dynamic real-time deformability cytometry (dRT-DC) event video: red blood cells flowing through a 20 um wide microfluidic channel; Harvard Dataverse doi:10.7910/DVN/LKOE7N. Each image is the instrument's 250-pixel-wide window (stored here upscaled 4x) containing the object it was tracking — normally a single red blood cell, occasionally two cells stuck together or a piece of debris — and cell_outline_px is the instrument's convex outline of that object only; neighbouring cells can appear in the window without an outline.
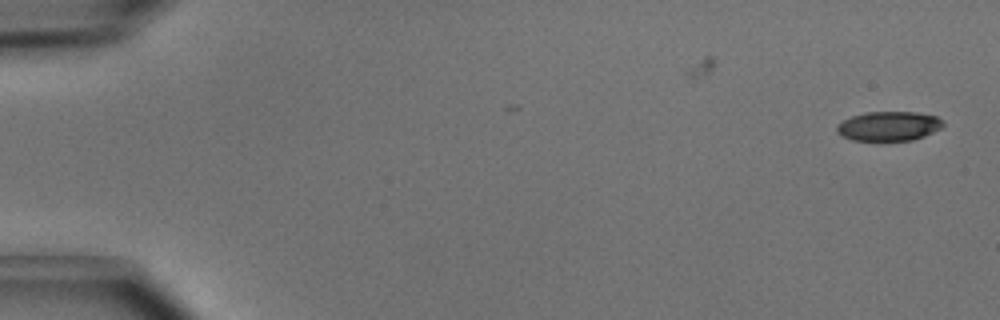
{"species": "common noctule bat (a hibernating species)", "species_latin": "Nyctalus noctula", "temperature_condition": "cold", "stored_images_in_passage": 6, "camera_frame_rate_fps": 3000, "um_per_image_px": 0.085, "animal": {"sex": "male", "body_mass_g": 15.6}, "frame": {"image": 1, "passage_image": 1, "time_ms": 0.0, "image_size_px": [1000, 320], "cell_outline_px": [[944, 124], [940, 128], [924, 136], [912, 140], [852, 140], [836, 132], [836, 124], [852, 116], [868, 112], [916, 112], [936, 116]], "centroid_in_image_um": [75.52, 10.71], "position_along_channel_um": 9.5, "area_um2": 17.98}}